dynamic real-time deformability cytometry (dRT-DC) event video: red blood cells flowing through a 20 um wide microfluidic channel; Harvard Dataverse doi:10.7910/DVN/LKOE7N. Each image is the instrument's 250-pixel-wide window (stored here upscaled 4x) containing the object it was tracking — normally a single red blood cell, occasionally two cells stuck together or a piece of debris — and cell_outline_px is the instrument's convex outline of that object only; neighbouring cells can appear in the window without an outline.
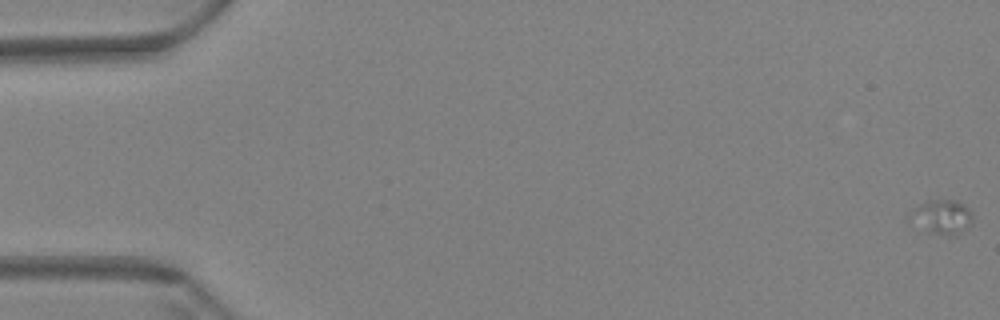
{"species": "Egyptian fruit bat (a non-hibernating species)", "species_latin": "Rousettus aegyptiacus", "temperature_condition": "warm", "stored_images_in_passage": 14, "camera_frame_rate_fps": 3000, "um_per_image_px": 0.085, "animal": {"sex": "female"}, "frame": {"image": 1, "passage_image": 1, "time_ms": 0.0, "image_size_px": [1000, 320], "cell_outline_px": [[972, 224], [956, 236], [948, 236], [928, 232], [908, 224], [908, 216], [920, 204], [928, 200], [956, 200], [964, 204], [968, 208], [972, 216]], "centroid_in_image_um": [80.02, 18.47], "position_along_channel_um": 5.0, "area_um2": 12.89}}